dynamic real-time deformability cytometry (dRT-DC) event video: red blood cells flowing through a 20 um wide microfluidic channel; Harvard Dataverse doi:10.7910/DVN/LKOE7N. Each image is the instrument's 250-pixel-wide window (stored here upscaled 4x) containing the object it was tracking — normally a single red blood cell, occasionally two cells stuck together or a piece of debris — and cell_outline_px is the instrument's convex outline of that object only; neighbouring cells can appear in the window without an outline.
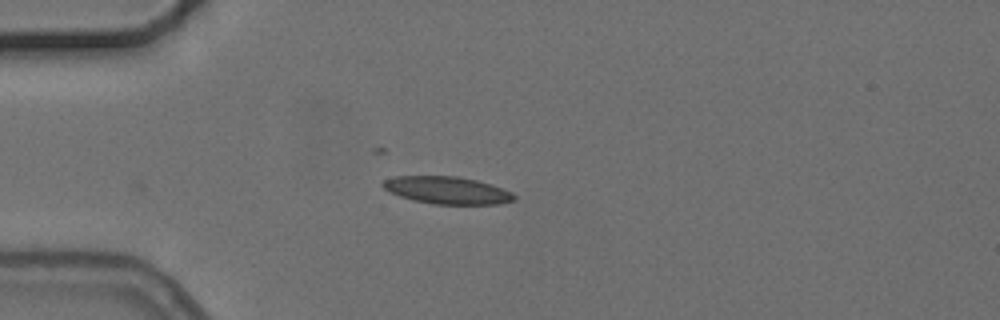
{"species": "common noctule bat (a hibernating species)", "species_latin": "Nyctalus noctula", "temperature_condition": "cold", "stored_images_in_passage": 2, "camera_frame_rate_fps": 3000, "um_per_image_px": 0.085, "animal": {"sex": "female", "body_mass_g": 24.6, "forearm_length_mm": 56.2}, "frame": {"image": 1, "passage_image": 2, "time_ms": 1.333, "image_size_px": [1000, 320], "cell_outline_px": [[516, 200], [500, 204], [432, 204], [412, 200], [388, 192], [380, 184], [384, 180], [396, 176], [456, 176], [476, 180], [492, 184], [512, 192], [516, 196]], "centroid_in_image_um": [38.01, 16.17], "position_along_channel_um": 47.0, "area_um2": 21.1}}